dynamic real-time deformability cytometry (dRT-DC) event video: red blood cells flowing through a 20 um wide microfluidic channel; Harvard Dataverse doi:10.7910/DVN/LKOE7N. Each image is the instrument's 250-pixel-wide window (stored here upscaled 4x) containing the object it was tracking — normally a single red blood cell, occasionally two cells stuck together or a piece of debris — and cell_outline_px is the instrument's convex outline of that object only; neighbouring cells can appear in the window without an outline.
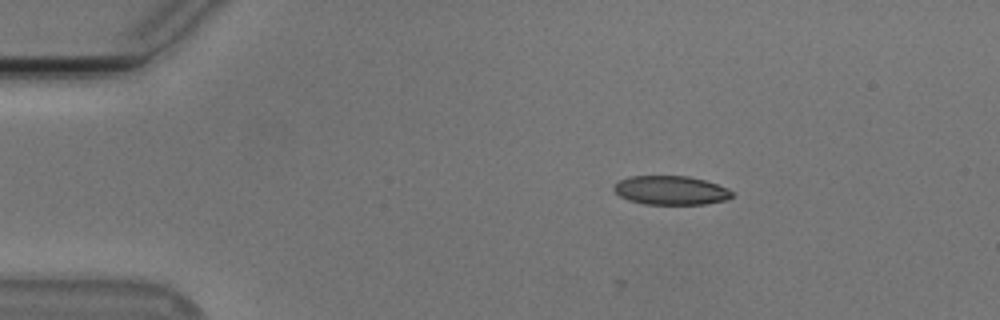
{"species": "Egyptian fruit bat (a non-hibernating species)", "species_latin": "Rousettus aegyptiacus", "temperature_condition": "cold", "stored_images_in_passage": 41, "camera_frame_rate_fps": 3000, "um_per_image_px": 0.085, "animal": {"sex": "male"}, "frame": {"image": 1, "passage_image": 1, "time_ms": 0.0, "image_size_px": [1000, 320], "cell_outline_px": [[732, 196], [724, 200], [704, 204], [644, 204], [628, 200], [620, 196], [612, 188], [620, 180], [632, 176], [688, 176], [704, 180], [728, 188], [732, 192]], "centroid_in_image_um": [57.0, 16.18], "position_along_channel_um": 28.0, "area_um2": 19.71}}
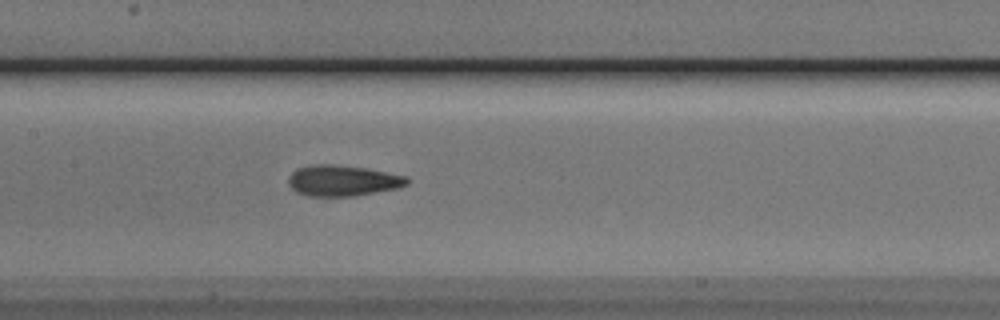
{"frame": {"image": 2, "passage_image": 18, "time_ms": 5.667, "image_size_px": [1000, 320], "cell_outline_px": [[408, 184], [396, 188], [352, 196], [308, 196], [296, 192], [288, 184], [288, 180], [292, 172], [296, 168], [316, 164], [332, 164], [364, 168], [408, 176]], "centroid_in_image_um": [29.09, 15.35], "position_along_channel_um": 178.3, "area_um2": 21.15}}
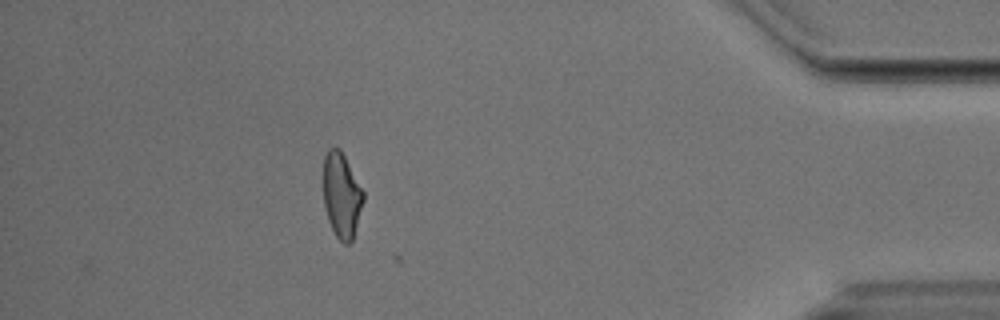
{"frame": {"image": 3, "passage_image": 40, "time_ms": 13.0, "image_size_px": [1000, 320], "cell_outline_px": [[364, 200], [352, 240], [348, 244], [344, 244], [336, 236], [328, 220], [324, 204], [324, 156], [328, 148], [340, 148], [364, 192]], "centroid_in_image_um": [29.04, 16.59], "position_along_channel_um": 406.2, "area_um2": 19.59}, "authors_computed_cell_mechanics": {"area_um2": 20.7502, "velocity_mm_per_s": 3.7741, "shape_relaxation_time_tau1_ms": 5.4465, "shape_relaxation_time_tau2_ms": 1.9317, "deformation_change_tau1": 0.1466, "deformation_change_tau2": 0.0865}}